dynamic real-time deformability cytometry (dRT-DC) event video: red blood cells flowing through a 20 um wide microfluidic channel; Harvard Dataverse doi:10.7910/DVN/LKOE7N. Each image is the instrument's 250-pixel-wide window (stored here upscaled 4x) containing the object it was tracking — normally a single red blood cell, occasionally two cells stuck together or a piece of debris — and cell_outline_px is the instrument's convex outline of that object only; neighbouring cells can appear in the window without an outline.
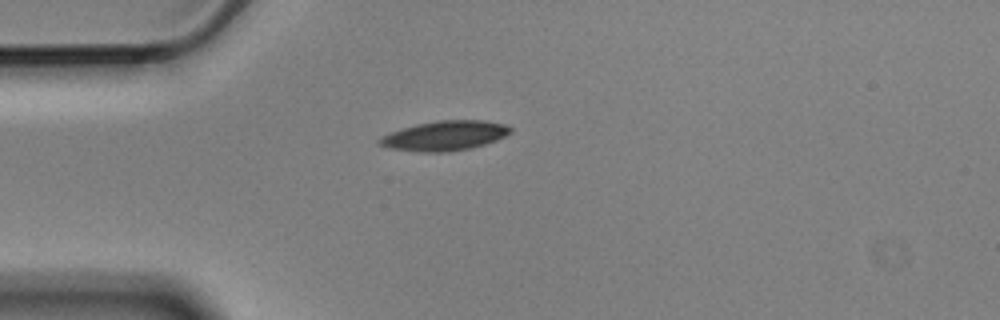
{"species": "Egyptian fruit bat (a non-hibernating species)", "species_latin": "Rousettus aegyptiacus", "temperature_condition": "cold", "stored_images_in_passage": 4, "camera_frame_rate_fps": 3000, "um_per_image_px": 0.085, "animal": {"sex": "male"}, "frame": {"image": 1, "passage_image": 4, "time_ms": 1.0, "image_size_px": [1000, 320], "cell_outline_px": [[512, 132], [496, 140], [484, 144], [468, 148], [448, 152], [420, 152], [388, 148], [376, 144], [376, 140], [380, 136], [400, 128], [416, 124], [436, 120], [484, 120], [504, 124], [512, 128]], "centroid_in_image_um": [37.73, 11.53], "position_along_channel_um": 47.3, "area_um2": 22.89}}